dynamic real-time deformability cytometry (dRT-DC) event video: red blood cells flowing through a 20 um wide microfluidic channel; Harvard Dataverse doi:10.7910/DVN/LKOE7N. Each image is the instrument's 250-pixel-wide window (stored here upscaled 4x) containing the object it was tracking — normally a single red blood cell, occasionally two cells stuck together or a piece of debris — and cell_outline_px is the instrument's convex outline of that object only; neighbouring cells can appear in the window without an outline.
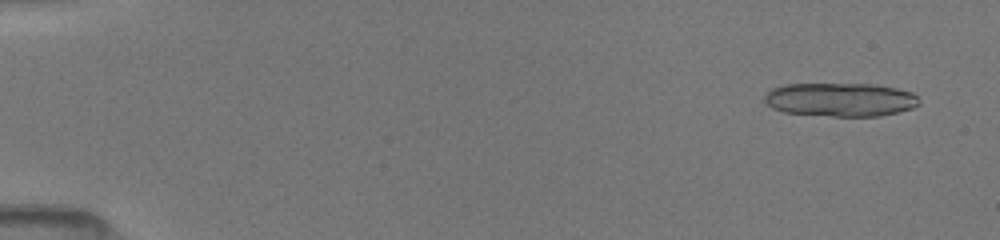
{"species": "common noctule bat (a hibernating species)", "species_latin": "Nyctalus noctula", "temperature_condition": "room temperature", "stored_images_in_passage": 31, "camera_frame_rate_fps": 3000, "um_per_image_px": 0.085, "animal": {"sex": "female", "body_mass_g": 19.5, "forearm_length_mm": 54.1}, "frame": {"image": 1, "passage_image": 2, "time_ms": 0.667, "image_size_px": [1000, 240], "cell_outline_px": [[920, 104], [912, 108], [880, 116], [832, 116], [784, 112], [772, 108], [764, 100], [764, 96], [772, 88], [784, 84], [872, 84], [896, 88], [912, 92], [920, 100]], "centroid_in_image_um": [71.43, 8.46], "position_along_channel_um": 13.6, "area_um2": 30.29}}
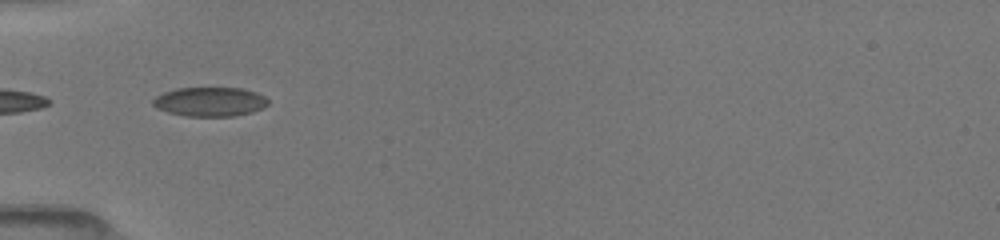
{"frame": {"image": 2, "passage_image": 14, "time_ms": 5.667, "image_size_px": [1000, 240], "cell_outline_px": [[268, 104], [264, 108], [252, 112], [232, 116], [184, 116], [168, 112], [156, 108], [152, 104], [152, 100], [156, 96], [164, 92], [176, 88], [240, 88], [256, 92], [264, 96], [268, 100]], "centroid_in_image_um": [17.83, 8.65], "position_along_channel_um": 67.2, "area_um2": 19.65}}
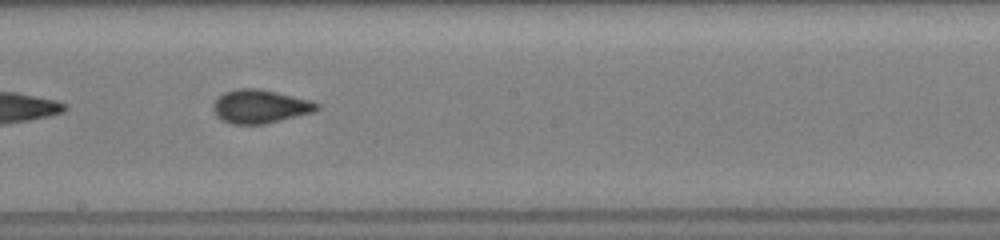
{"frame": {"image": 3, "passage_image": 23, "time_ms": 9.667, "image_size_px": [1000, 240], "cell_outline_px": [[320, 108], [312, 112], [264, 124], [232, 124], [216, 116], [212, 108], [212, 104], [224, 92], [240, 88], [260, 88], [308, 100], [320, 104]], "centroid_in_image_um": [22.08, 9.04], "position_along_channel_um": 226.1, "area_um2": 20.0}}